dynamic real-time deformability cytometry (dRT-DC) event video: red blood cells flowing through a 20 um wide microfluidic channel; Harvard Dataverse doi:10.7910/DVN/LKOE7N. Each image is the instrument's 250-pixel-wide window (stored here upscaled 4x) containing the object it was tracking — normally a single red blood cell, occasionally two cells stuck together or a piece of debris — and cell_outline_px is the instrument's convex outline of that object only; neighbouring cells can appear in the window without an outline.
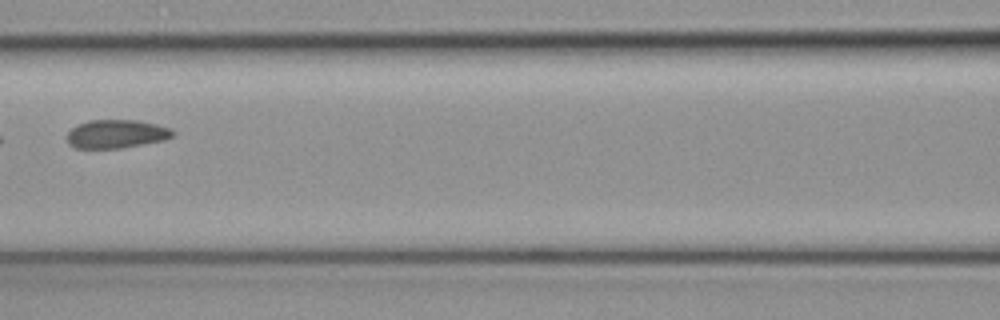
{"species": "common noctule bat (a hibernating species)", "species_latin": "Nyctalus noctula", "temperature_condition": "cold", "stored_images_in_passage": 7, "camera_frame_rate_fps": 3000, "um_per_image_px": 0.085, "animal": {"sex": "female", "body_mass_g": 19.3, "forearm_length_mm": 54.1}, "frame": {"image": 1, "passage_image": 6, "time_ms": 1.667, "image_size_px": [1000, 320], "cell_outline_px": [[176, 132], [172, 136], [164, 140], [144, 144], [120, 148], [76, 148], [68, 144], [68, 132], [76, 124], [88, 120], [140, 120], [172, 128]], "centroid_in_image_um": [9.91, 11.37], "position_along_channel_um": 156.7, "area_um2": 17.69}}
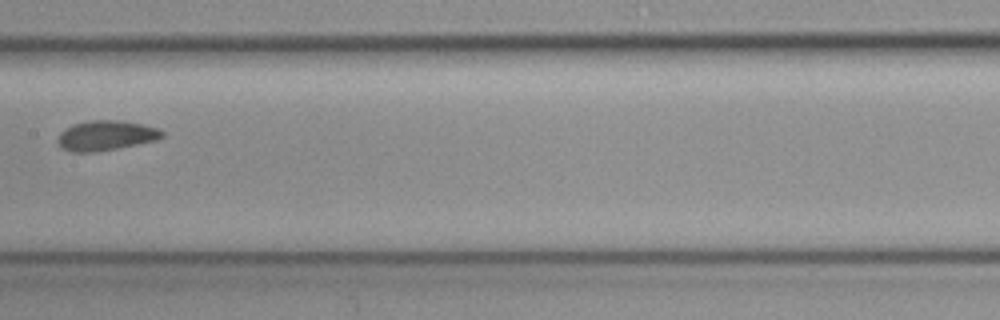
{"frame": {"image": 2, "passage_image": 7, "time_ms": 2.0, "image_size_px": [1000, 320], "cell_outline_px": [[164, 136], [156, 140], [116, 148], [92, 152], [72, 152], [64, 148], [56, 140], [60, 132], [64, 128], [72, 124], [88, 120], [116, 120], [144, 124], [156, 128], [164, 132]], "centroid_in_image_um": [8.98, 11.5], "position_along_channel_um": 198.4, "area_um2": 18.09}}